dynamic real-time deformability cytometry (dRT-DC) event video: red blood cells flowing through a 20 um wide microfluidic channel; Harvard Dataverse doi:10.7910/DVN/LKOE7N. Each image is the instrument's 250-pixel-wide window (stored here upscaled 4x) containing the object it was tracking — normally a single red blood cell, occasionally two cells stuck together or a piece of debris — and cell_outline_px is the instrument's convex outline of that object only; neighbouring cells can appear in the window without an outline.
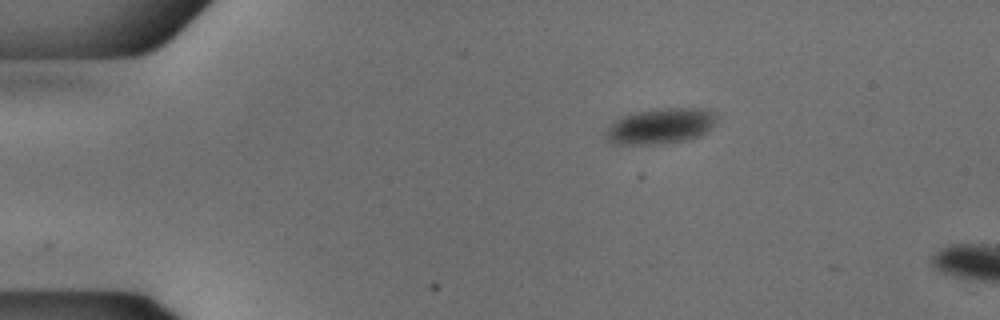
{"species": "common noctule bat (a hibernating species)", "species_latin": "Nyctalus noctula", "temperature_condition": "cold", "stored_images_in_passage": 5, "camera_frame_rate_fps": 3000, "um_per_image_px": 0.085, "animal": {"sex": "male", "body_mass_g": 18.8}, "frame": {"image": 1, "passage_image": 1, "time_ms": 0.0, "image_size_px": [1000, 320], "cell_outline_px": [[716, 120], [712, 128], [700, 136], [684, 140], [660, 144], [612, 144], [604, 136], [604, 132], [616, 120], [624, 116], [636, 112], [656, 108], [704, 108], [716, 112]], "centroid_in_image_um": [56.17, 10.71], "position_along_channel_um": 28.8, "area_um2": 23.12}}